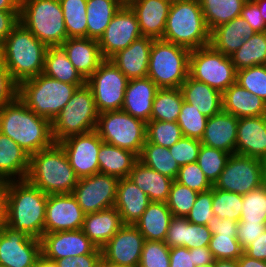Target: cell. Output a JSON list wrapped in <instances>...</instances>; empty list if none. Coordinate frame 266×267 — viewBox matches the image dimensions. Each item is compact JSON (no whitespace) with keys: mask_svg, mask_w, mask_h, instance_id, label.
Returning a JSON list of instances; mask_svg holds the SVG:
<instances>
[{"mask_svg":"<svg viewBox=\"0 0 266 267\" xmlns=\"http://www.w3.org/2000/svg\"><path fill=\"white\" fill-rule=\"evenodd\" d=\"M0 132L16 142L29 155L55 143L51 121L38 116L18 97L0 107Z\"/></svg>","mask_w":266,"mask_h":267,"instance_id":"1","label":"cell"},{"mask_svg":"<svg viewBox=\"0 0 266 267\" xmlns=\"http://www.w3.org/2000/svg\"><path fill=\"white\" fill-rule=\"evenodd\" d=\"M48 195L25 180L9 181L5 225L41 239Z\"/></svg>","mask_w":266,"mask_h":267,"instance_id":"2","label":"cell"},{"mask_svg":"<svg viewBox=\"0 0 266 267\" xmlns=\"http://www.w3.org/2000/svg\"><path fill=\"white\" fill-rule=\"evenodd\" d=\"M47 49L19 22L0 47V61L19 84L43 73Z\"/></svg>","mask_w":266,"mask_h":267,"instance_id":"3","label":"cell"},{"mask_svg":"<svg viewBox=\"0 0 266 267\" xmlns=\"http://www.w3.org/2000/svg\"><path fill=\"white\" fill-rule=\"evenodd\" d=\"M26 180L45 194L72 193L79 178L59 143L30 155Z\"/></svg>","mask_w":266,"mask_h":267,"instance_id":"4","label":"cell"},{"mask_svg":"<svg viewBox=\"0 0 266 267\" xmlns=\"http://www.w3.org/2000/svg\"><path fill=\"white\" fill-rule=\"evenodd\" d=\"M162 39L190 50L210 44L199 0H172Z\"/></svg>","mask_w":266,"mask_h":267,"instance_id":"5","label":"cell"},{"mask_svg":"<svg viewBox=\"0 0 266 267\" xmlns=\"http://www.w3.org/2000/svg\"><path fill=\"white\" fill-rule=\"evenodd\" d=\"M81 86L84 85H71L42 73L18 84V98L38 116L52 122Z\"/></svg>","mask_w":266,"mask_h":267,"instance_id":"6","label":"cell"},{"mask_svg":"<svg viewBox=\"0 0 266 267\" xmlns=\"http://www.w3.org/2000/svg\"><path fill=\"white\" fill-rule=\"evenodd\" d=\"M19 21L47 47L68 39L59 0H20Z\"/></svg>","mask_w":266,"mask_h":267,"instance_id":"7","label":"cell"},{"mask_svg":"<svg viewBox=\"0 0 266 267\" xmlns=\"http://www.w3.org/2000/svg\"><path fill=\"white\" fill-rule=\"evenodd\" d=\"M190 52L183 46L154 39L147 77L159 88H180L189 76Z\"/></svg>","mask_w":266,"mask_h":267,"instance_id":"8","label":"cell"},{"mask_svg":"<svg viewBox=\"0 0 266 267\" xmlns=\"http://www.w3.org/2000/svg\"><path fill=\"white\" fill-rule=\"evenodd\" d=\"M98 116L91 89L86 84L78 87L69 102L51 122L55 143L69 136L94 131Z\"/></svg>","mask_w":266,"mask_h":267,"instance_id":"9","label":"cell"},{"mask_svg":"<svg viewBox=\"0 0 266 267\" xmlns=\"http://www.w3.org/2000/svg\"><path fill=\"white\" fill-rule=\"evenodd\" d=\"M147 123L128 113L107 111L100 113L95 131L103 142L140 155L146 142Z\"/></svg>","mask_w":266,"mask_h":267,"instance_id":"10","label":"cell"},{"mask_svg":"<svg viewBox=\"0 0 266 267\" xmlns=\"http://www.w3.org/2000/svg\"><path fill=\"white\" fill-rule=\"evenodd\" d=\"M189 76L223 93L236 83L237 70L231 57L215 50L209 44L191 50Z\"/></svg>","mask_w":266,"mask_h":267,"instance_id":"11","label":"cell"},{"mask_svg":"<svg viewBox=\"0 0 266 267\" xmlns=\"http://www.w3.org/2000/svg\"><path fill=\"white\" fill-rule=\"evenodd\" d=\"M129 79L109 60L104 59L86 80L98 113L122 109Z\"/></svg>","mask_w":266,"mask_h":267,"instance_id":"12","label":"cell"},{"mask_svg":"<svg viewBox=\"0 0 266 267\" xmlns=\"http://www.w3.org/2000/svg\"><path fill=\"white\" fill-rule=\"evenodd\" d=\"M262 186V160L231 154L214 188L245 195Z\"/></svg>","mask_w":266,"mask_h":267,"instance_id":"13","label":"cell"},{"mask_svg":"<svg viewBox=\"0 0 266 267\" xmlns=\"http://www.w3.org/2000/svg\"><path fill=\"white\" fill-rule=\"evenodd\" d=\"M119 180L102 173L83 177L72 194L85 214L105 210L114 207Z\"/></svg>","mask_w":266,"mask_h":267,"instance_id":"14","label":"cell"},{"mask_svg":"<svg viewBox=\"0 0 266 267\" xmlns=\"http://www.w3.org/2000/svg\"><path fill=\"white\" fill-rule=\"evenodd\" d=\"M41 255L40 239L6 225L0 228V266L35 267Z\"/></svg>","mask_w":266,"mask_h":267,"instance_id":"15","label":"cell"},{"mask_svg":"<svg viewBox=\"0 0 266 267\" xmlns=\"http://www.w3.org/2000/svg\"><path fill=\"white\" fill-rule=\"evenodd\" d=\"M141 37L135 13L128 5H123L98 40L103 59H110Z\"/></svg>","mask_w":266,"mask_h":267,"instance_id":"16","label":"cell"},{"mask_svg":"<svg viewBox=\"0 0 266 267\" xmlns=\"http://www.w3.org/2000/svg\"><path fill=\"white\" fill-rule=\"evenodd\" d=\"M103 140L94 130L69 136L58 142L64 149L70 166L80 179L99 173L98 153Z\"/></svg>","mask_w":266,"mask_h":267,"instance_id":"17","label":"cell"},{"mask_svg":"<svg viewBox=\"0 0 266 267\" xmlns=\"http://www.w3.org/2000/svg\"><path fill=\"white\" fill-rule=\"evenodd\" d=\"M144 236L132 224H124L101 248L102 259L126 267H138Z\"/></svg>","mask_w":266,"mask_h":267,"instance_id":"18","label":"cell"},{"mask_svg":"<svg viewBox=\"0 0 266 267\" xmlns=\"http://www.w3.org/2000/svg\"><path fill=\"white\" fill-rule=\"evenodd\" d=\"M84 216L72 193L49 194L44 233L82 229Z\"/></svg>","mask_w":266,"mask_h":267,"instance_id":"19","label":"cell"},{"mask_svg":"<svg viewBox=\"0 0 266 267\" xmlns=\"http://www.w3.org/2000/svg\"><path fill=\"white\" fill-rule=\"evenodd\" d=\"M40 240L42 255L51 261L91 254L97 248L82 229L44 233Z\"/></svg>","mask_w":266,"mask_h":267,"instance_id":"20","label":"cell"},{"mask_svg":"<svg viewBox=\"0 0 266 267\" xmlns=\"http://www.w3.org/2000/svg\"><path fill=\"white\" fill-rule=\"evenodd\" d=\"M235 153L266 158V115L239 118Z\"/></svg>","mask_w":266,"mask_h":267,"instance_id":"21","label":"cell"},{"mask_svg":"<svg viewBox=\"0 0 266 267\" xmlns=\"http://www.w3.org/2000/svg\"><path fill=\"white\" fill-rule=\"evenodd\" d=\"M172 0H135L128 6L135 13L144 37L162 39Z\"/></svg>","mask_w":266,"mask_h":267,"instance_id":"22","label":"cell"},{"mask_svg":"<svg viewBox=\"0 0 266 267\" xmlns=\"http://www.w3.org/2000/svg\"><path fill=\"white\" fill-rule=\"evenodd\" d=\"M153 40V38L142 36L109 60L129 80L147 77Z\"/></svg>","mask_w":266,"mask_h":267,"instance_id":"23","label":"cell"},{"mask_svg":"<svg viewBox=\"0 0 266 267\" xmlns=\"http://www.w3.org/2000/svg\"><path fill=\"white\" fill-rule=\"evenodd\" d=\"M158 89L149 77L129 80L121 110L146 123L149 122Z\"/></svg>","mask_w":266,"mask_h":267,"instance_id":"24","label":"cell"},{"mask_svg":"<svg viewBox=\"0 0 266 267\" xmlns=\"http://www.w3.org/2000/svg\"><path fill=\"white\" fill-rule=\"evenodd\" d=\"M238 120L239 118L223 110L209 117L201 143L234 154Z\"/></svg>","mask_w":266,"mask_h":267,"instance_id":"25","label":"cell"},{"mask_svg":"<svg viewBox=\"0 0 266 267\" xmlns=\"http://www.w3.org/2000/svg\"><path fill=\"white\" fill-rule=\"evenodd\" d=\"M61 46L72 65L85 80L98 69L99 64L104 60L96 39L68 38Z\"/></svg>","mask_w":266,"mask_h":267,"instance_id":"26","label":"cell"},{"mask_svg":"<svg viewBox=\"0 0 266 267\" xmlns=\"http://www.w3.org/2000/svg\"><path fill=\"white\" fill-rule=\"evenodd\" d=\"M150 202L148 195L128 177L119 180L114 207L121 215L123 224L134 225Z\"/></svg>","mask_w":266,"mask_h":267,"instance_id":"27","label":"cell"},{"mask_svg":"<svg viewBox=\"0 0 266 267\" xmlns=\"http://www.w3.org/2000/svg\"><path fill=\"white\" fill-rule=\"evenodd\" d=\"M121 215L115 207L84 216L82 231L91 242L101 249L123 226Z\"/></svg>","mask_w":266,"mask_h":267,"instance_id":"28","label":"cell"},{"mask_svg":"<svg viewBox=\"0 0 266 267\" xmlns=\"http://www.w3.org/2000/svg\"><path fill=\"white\" fill-rule=\"evenodd\" d=\"M255 33L247 21L239 16L214 28L210 32V45L230 57L244 44L246 38Z\"/></svg>","mask_w":266,"mask_h":267,"instance_id":"29","label":"cell"},{"mask_svg":"<svg viewBox=\"0 0 266 267\" xmlns=\"http://www.w3.org/2000/svg\"><path fill=\"white\" fill-rule=\"evenodd\" d=\"M180 90L184 101L208 118L223 110L222 93L203 82L188 76Z\"/></svg>","mask_w":266,"mask_h":267,"instance_id":"30","label":"cell"},{"mask_svg":"<svg viewBox=\"0 0 266 267\" xmlns=\"http://www.w3.org/2000/svg\"><path fill=\"white\" fill-rule=\"evenodd\" d=\"M30 155L16 142L0 132V179L25 180Z\"/></svg>","mask_w":266,"mask_h":267,"instance_id":"31","label":"cell"},{"mask_svg":"<svg viewBox=\"0 0 266 267\" xmlns=\"http://www.w3.org/2000/svg\"><path fill=\"white\" fill-rule=\"evenodd\" d=\"M128 178L148 195L150 201L156 202H167L174 182L170 177L151 169L140 160L134 163Z\"/></svg>","mask_w":266,"mask_h":267,"instance_id":"32","label":"cell"},{"mask_svg":"<svg viewBox=\"0 0 266 267\" xmlns=\"http://www.w3.org/2000/svg\"><path fill=\"white\" fill-rule=\"evenodd\" d=\"M223 111L237 118L266 115V103L239 84H232L222 93Z\"/></svg>","mask_w":266,"mask_h":267,"instance_id":"33","label":"cell"},{"mask_svg":"<svg viewBox=\"0 0 266 267\" xmlns=\"http://www.w3.org/2000/svg\"><path fill=\"white\" fill-rule=\"evenodd\" d=\"M173 217L166 202L151 201L134 225L144 236L145 240L165 241Z\"/></svg>","mask_w":266,"mask_h":267,"instance_id":"34","label":"cell"},{"mask_svg":"<svg viewBox=\"0 0 266 267\" xmlns=\"http://www.w3.org/2000/svg\"><path fill=\"white\" fill-rule=\"evenodd\" d=\"M99 173L119 179L129 176L138 156L132 151L102 142L98 153Z\"/></svg>","mask_w":266,"mask_h":267,"instance_id":"35","label":"cell"},{"mask_svg":"<svg viewBox=\"0 0 266 267\" xmlns=\"http://www.w3.org/2000/svg\"><path fill=\"white\" fill-rule=\"evenodd\" d=\"M43 74L71 85H85L86 80L72 65L60 46H49L45 54Z\"/></svg>","mask_w":266,"mask_h":267,"instance_id":"36","label":"cell"},{"mask_svg":"<svg viewBox=\"0 0 266 267\" xmlns=\"http://www.w3.org/2000/svg\"><path fill=\"white\" fill-rule=\"evenodd\" d=\"M122 6L118 0H87V38L99 40Z\"/></svg>","mask_w":266,"mask_h":267,"instance_id":"37","label":"cell"},{"mask_svg":"<svg viewBox=\"0 0 266 267\" xmlns=\"http://www.w3.org/2000/svg\"><path fill=\"white\" fill-rule=\"evenodd\" d=\"M247 0H199L205 22L210 32L239 17Z\"/></svg>","mask_w":266,"mask_h":267,"instance_id":"38","label":"cell"},{"mask_svg":"<svg viewBox=\"0 0 266 267\" xmlns=\"http://www.w3.org/2000/svg\"><path fill=\"white\" fill-rule=\"evenodd\" d=\"M230 57L237 71L266 65V32H258L246 38L244 44Z\"/></svg>","mask_w":266,"mask_h":267,"instance_id":"39","label":"cell"},{"mask_svg":"<svg viewBox=\"0 0 266 267\" xmlns=\"http://www.w3.org/2000/svg\"><path fill=\"white\" fill-rule=\"evenodd\" d=\"M138 160L173 180H175L180 169L167 147L150 143L147 140L142 147Z\"/></svg>","mask_w":266,"mask_h":267,"instance_id":"40","label":"cell"},{"mask_svg":"<svg viewBox=\"0 0 266 267\" xmlns=\"http://www.w3.org/2000/svg\"><path fill=\"white\" fill-rule=\"evenodd\" d=\"M183 101L180 88H159L153 101L151 120L176 122Z\"/></svg>","mask_w":266,"mask_h":267,"instance_id":"41","label":"cell"},{"mask_svg":"<svg viewBox=\"0 0 266 267\" xmlns=\"http://www.w3.org/2000/svg\"><path fill=\"white\" fill-rule=\"evenodd\" d=\"M67 38H87V0H59Z\"/></svg>","mask_w":266,"mask_h":267,"instance_id":"42","label":"cell"},{"mask_svg":"<svg viewBox=\"0 0 266 267\" xmlns=\"http://www.w3.org/2000/svg\"><path fill=\"white\" fill-rule=\"evenodd\" d=\"M230 153L201 144L197 163L209 182L214 185L223 171Z\"/></svg>","mask_w":266,"mask_h":267,"instance_id":"43","label":"cell"},{"mask_svg":"<svg viewBox=\"0 0 266 267\" xmlns=\"http://www.w3.org/2000/svg\"><path fill=\"white\" fill-rule=\"evenodd\" d=\"M183 137L178 122L150 120L147 122L146 140L170 148Z\"/></svg>","mask_w":266,"mask_h":267,"instance_id":"44","label":"cell"},{"mask_svg":"<svg viewBox=\"0 0 266 267\" xmlns=\"http://www.w3.org/2000/svg\"><path fill=\"white\" fill-rule=\"evenodd\" d=\"M212 210L221 219L228 218L237 222L241 219L242 195L213 187Z\"/></svg>","mask_w":266,"mask_h":267,"instance_id":"45","label":"cell"},{"mask_svg":"<svg viewBox=\"0 0 266 267\" xmlns=\"http://www.w3.org/2000/svg\"><path fill=\"white\" fill-rule=\"evenodd\" d=\"M240 221L266 222V188L263 185L242 196Z\"/></svg>","mask_w":266,"mask_h":267,"instance_id":"46","label":"cell"},{"mask_svg":"<svg viewBox=\"0 0 266 267\" xmlns=\"http://www.w3.org/2000/svg\"><path fill=\"white\" fill-rule=\"evenodd\" d=\"M207 120L208 117L200 113L191 104L183 101L181 112L177 119L183 137L201 140L204 135Z\"/></svg>","mask_w":266,"mask_h":267,"instance_id":"47","label":"cell"},{"mask_svg":"<svg viewBox=\"0 0 266 267\" xmlns=\"http://www.w3.org/2000/svg\"><path fill=\"white\" fill-rule=\"evenodd\" d=\"M197 195V191L174 180L166 203L174 217H186Z\"/></svg>","mask_w":266,"mask_h":267,"instance_id":"48","label":"cell"},{"mask_svg":"<svg viewBox=\"0 0 266 267\" xmlns=\"http://www.w3.org/2000/svg\"><path fill=\"white\" fill-rule=\"evenodd\" d=\"M236 83L266 103V65H257L237 71Z\"/></svg>","mask_w":266,"mask_h":267,"instance_id":"49","label":"cell"},{"mask_svg":"<svg viewBox=\"0 0 266 267\" xmlns=\"http://www.w3.org/2000/svg\"><path fill=\"white\" fill-rule=\"evenodd\" d=\"M214 260H237L243 253L236 234H214L209 243Z\"/></svg>","mask_w":266,"mask_h":267,"instance_id":"50","label":"cell"},{"mask_svg":"<svg viewBox=\"0 0 266 267\" xmlns=\"http://www.w3.org/2000/svg\"><path fill=\"white\" fill-rule=\"evenodd\" d=\"M170 247L164 241L145 240L138 267H169Z\"/></svg>","mask_w":266,"mask_h":267,"instance_id":"51","label":"cell"},{"mask_svg":"<svg viewBox=\"0 0 266 267\" xmlns=\"http://www.w3.org/2000/svg\"><path fill=\"white\" fill-rule=\"evenodd\" d=\"M175 181L189 187L192 190L205 192L213 188L197 162L181 166Z\"/></svg>","mask_w":266,"mask_h":267,"instance_id":"52","label":"cell"},{"mask_svg":"<svg viewBox=\"0 0 266 267\" xmlns=\"http://www.w3.org/2000/svg\"><path fill=\"white\" fill-rule=\"evenodd\" d=\"M201 144L200 140L182 137L168 149L172 157L181 167L189 163L197 162Z\"/></svg>","mask_w":266,"mask_h":267,"instance_id":"53","label":"cell"},{"mask_svg":"<svg viewBox=\"0 0 266 267\" xmlns=\"http://www.w3.org/2000/svg\"><path fill=\"white\" fill-rule=\"evenodd\" d=\"M213 188L198 193L195 203L185 217L190 223L207 226L208 220L213 217L212 210Z\"/></svg>","mask_w":266,"mask_h":267,"instance_id":"54","label":"cell"},{"mask_svg":"<svg viewBox=\"0 0 266 267\" xmlns=\"http://www.w3.org/2000/svg\"><path fill=\"white\" fill-rule=\"evenodd\" d=\"M212 233L205 225L190 223L184 217L183 247L188 249L209 247Z\"/></svg>","mask_w":266,"mask_h":267,"instance_id":"55","label":"cell"},{"mask_svg":"<svg viewBox=\"0 0 266 267\" xmlns=\"http://www.w3.org/2000/svg\"><path fill=\"white\" fill-rule=\"evenodd\" d=\"M18 97V83L0 61V107L13 102Z\"/></svg>","mask_w":266,"mask_h":267,"instance_id":"56","label":"cell"},{"mask_svg":"<svg viewBox=\"0 0 266 267\" xmlns=\"http://www.w3.org/2000/svg\"><path fill=\"white\" fill-rule=\"evenodd\" d=\"M265 230L266 222L249 223L248 221H239L237 226L236 239L239 241L241 247L245 249Z\"/></svg>","mask_w":266,"mask_h":267,"instance_id":"57","label":"cell"},{"mask_svg":"<svg viewBox=\"0 0 266 267\" xmlns=\"http://www.w3.org/2000/svg\"><path fill=\"white\" fill-rule=\"evenodd\" d=\"M101 259V249L96 248L91 254L64 257L54 262L58 267H98Z\"/></svg>","mask_w":266,"mask_h":267,"instance_id":"58","label":"cell"},{"mask_svg":"<svg viewBox=\"0 0 266 267\" xmlns=\"http://www.w3.org/2000/svg\"><path fill=\"white\" fill-rule=\"evenodd\" d=\"M240 16L247 21L256 33L266 32V23L261 16L259 7L253 0L246 1L243 5Z\"/></svg>","mask_w":266,"mask_h":267,"instance_id":"59","label":"cell"},{"mask_svg":"<svg viewBox=\"0 0 266 267\" xmlns=\"http://www.w3.org/2000/svg\"><path fill=\"white\" fill-rule=\"evenodd\" d=\"M184 217H173L168 228L165 244L170 247H183Z\"/></svg>","mask_w":266,"mask_h":267,"instance_id":"60","label":"cell"},{"mask_svg":"<svg viewBox=\"0 0 266 267\" xmlns=\"http://www.w3.org/2000/svg\"><path fill=\"white\" fill-rule=\"evenodd\" d=\"M238 222L230 220L228 218L221 219L217 215H213L208 220L207 227L209 228L212 235L214 234H236Z\"/></svg>","mask_w":266,"mask_h":267,"instance_id":"61","label":"cell"},{"mask_svg":"<svg viewBox=\"0 0 266 267\" xmlns=\"http://www.w3.org/2000/svg\"><path fill=\"white\" fill-rule=\"evenodd\" d=\"M169 267H196L194 265L193 253L186 247L170 248Z\"/></svg>","mask_w":266,"mask_h":267,"instance_id":"62","label":"cell"},{"mask_svg":"<svg viewBox=\"0 0 266 267\" xmlns=\"http://www.w3.org/2000/svg\"><path fill=\"white\" fill-rule=\"evenodd\" d=\"M19 17L20 11L0 10V47L12 29L20 22Z\"/></svg>","mask_w":266,"mask_h":267,"instance_id":"63","label":"cell"},{"mask_svg":"<svg viewBox=\"0 0 266 267\" xmlns=\"http://www.w3.org/2000/svg\"><path fill=\"white\" fill-rule=\"evenodd\" d=\"M244 253L251 258L266 261V230L244 249Z\"/></svg>","mask_w":266,"mask_h":267,"instance_id":"64","label":"cell"},{"mask_svg":"<svg viewBox=\"0 0 266 267\" xmlns=\"http://www.w3.org/2000/svg\"><path fill=\"white\" fill-rule=\"evenodd\" d=\"M9 181L0 179V228L5 225L7 217Z\"/></svg>","mask_w":266,"mask_h":267,"instance_id":"65","label":"cell"},{"mask_svg":"<svg viewBox=\"0 0 266 267\" xmlns=\"http://www.w3.org/2000/svg\"><path fill=\"white\" fill-rule=\"evenodd\" d=\"M190 253H193L194 265L196 267L212 263L214 258L209 250V247H199L189 249Z\"/></svg>","mask_w":266,"mask_h":267,"instance_id":"66","label":"cell"},{"mask_svg":"<svg viewBox=\"0 0 266 267\" xmlns=\"http://www.w3.org/2000/svg\"><path fill=\"white\" fill-rule=\"evenodd\" d=\"M238 267H266V261L257 260L243 253L237 259Z\"/></svg>","mask_w":266,"mask_h":267,"instance_id":"67","label":"cell"},{"mask_svg":"<svg viewBox=\"0 0 266 267\" xmlns=\"http://www.w3.org/2000/svg\"><path fill=\"white\" fill-rule=\"evenodd\" d=\"M1 11H20V0H0Z\"/></svg>","mask_w":266,"mask_h":267,"instance_id":"68","label":"cell"},{"mask_svg":"<svg viewBox=\"0 0 266 267\" xmlns=\"http://www.w3.org/2000/svg\"><path fill=\"white\" fill-rule=\"evenodd\" d=\"M35 267H58L54 261L46 259L43 255H41L35 264Z\"/></svg>","mask_w":266,"mask_h":267,"instance_id":"69","label":"cell"},{"mask_svg":"<svg viewBox=\"0 0 266 267\" xmlns=\"http://www.w3.org/2000/svg\"><path fill=\"white\" fill-rule=\"evenodd\" d=\"M215 267H238L237 260H215Z\"/></svg>","mask_w":266,"mask_h":267,"instance_id":"70","label":"cell"},{"mask_svg":"<svg viewBox=\"0 0 266 267\" xmlns=\"http://www.w3.org/2000/svg\"><path fill=\"white\" fill-rule=\"evenodd\" d=\"M253 1L259 7V10L261 12V16L263 17V19L266 23V0H253Z\"/></svg>","mask_w":266,"mask_h":267,"instance_id":"71","label":"cell"},{"mask_svg":"<svg viewBox=\"0 0 266 267\" xmlns=\"http://www.w3.org/2000/svg\"><path fill=\"white\" fill-rule=\"evenodd\" d=\"M262 185L266 188V158L262 159Z\"/></svg>","mask_w":266,"mask_h":267,"instance_id":"72","label":"cell"},{"mask_svg":"<svg viewBox=\"0 0 266 267\" xmlns=\"http://www.w3.org/2000/svg\"><path fill=\"white\" fill-rule=\"evenodd\" d=\"M98 267H126V266L113 264V263H110V262H107V261L101 259Z\"/></svg>","mask_w":266,"mask_h":267,"instance_id":"73","label":"cell"},{"mask_svg":"<svg viewBox=\"0 0 266 267\" xmlns=\"http://www.w3.org/2000/svg\"><path fill=\"white\" fill-rule=\"evenodd\" d=\"M122 5H129L131 2L135 0H118Z\"/></svg>","mask_w":266,"mask_h":267,"instance_id":"74","label":"cell"},{"mask_svg":"<svg viewBox=\"0 0 266 267\" xmlns=\"http://www.w3.org/2000/svg\"><path fill=\"white\" fill-rule=\"evenodd\" d=\"M198 267H215V260L212 263L204 264Z\"/></svg>","mask_w":266,"mask_h":267,"instance_id":"75","label":"cell"}]
</instances>
